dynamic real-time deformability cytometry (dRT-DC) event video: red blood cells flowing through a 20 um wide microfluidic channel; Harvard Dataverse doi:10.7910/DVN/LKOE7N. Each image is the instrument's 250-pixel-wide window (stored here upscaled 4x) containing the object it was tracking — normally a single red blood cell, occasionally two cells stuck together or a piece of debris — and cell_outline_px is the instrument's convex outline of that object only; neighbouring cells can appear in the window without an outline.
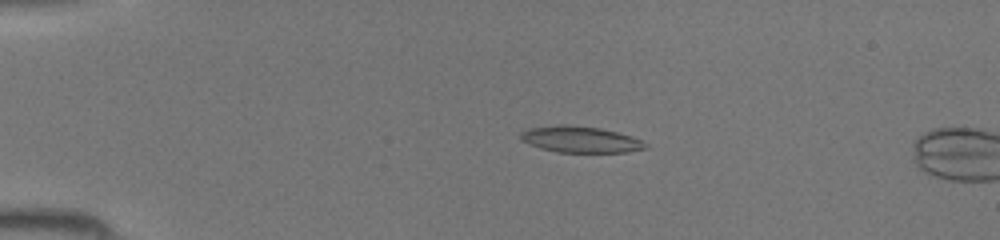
{"species": "common noctule bat (a hibernating species)", "species_latin": "Nyctalus noctula", "temperature_condition": "room temperature", "stored_images_in_passage": 38, "camera_frame_rate_fps": 3000, "um_per_image_px": 0.085, "animal": {"sex": "female", "body_mass_g": 19.5, "forearm_length_mm": 54.1}, "frame": {"image": 1, "passage_image": 9, "time_ms": 2.667, "image_size_px": [1000, 240], "cell_outline_px": [[648, 148], [628, 152], [556, 152], [540, 148], [528, 144], [520, 140], [520, 132], [528, 128], [556, 124], [568, 124], [600, 128], [632, 136], [648, 144]], "centroid_in_image_um": [49.3, 11.84], "position_along_channel_um": 35.7, "area_um2": 19.36}}
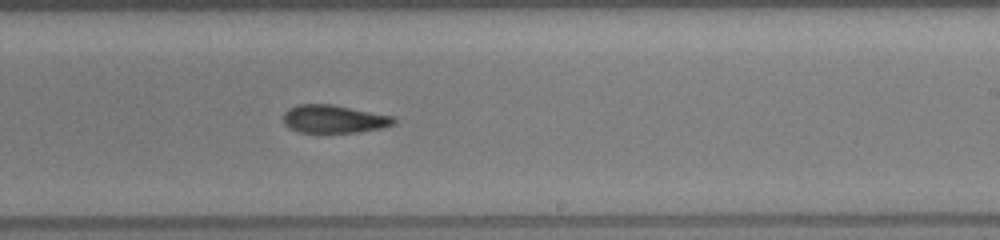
{"frame": {"image": 2, "passage_image": 27, "time_ms": 8.667, "image_size_px": [1000, 240], "cell_outline_px": [[396, 120], [392, 124], [380, 128], [356, 132], [300, 132], [288, 128], [284, 124], [284, 112], [288, 108], [296, 104], [332, 104], [396, 116]], "centroid_in_image_um": [28.36, 10.1], "position_along_channel_um": 260.6, "area_um2": 18.09}}
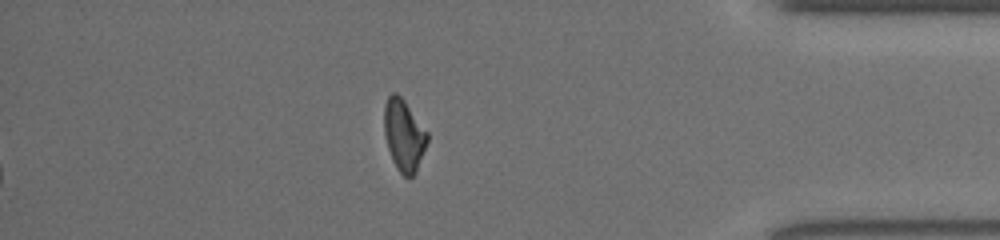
{"frame": {"image": 3, "passage_image": 38, "time_ms": 12.333, "image_size_px": [1000, 240], "cell_outline_px": [[428, 140], [416, 172], [412, 176], [404, 176], [396, 168], [392, 160], [388, 148], [384, 132], [384, 104], [388, 96], [392, 92], [396, 92], [404, 100], [428, 132]], "centroid_in_image_um": [34.32, 11.47], "position_along_channel_um": 400.9, "area_um2": 17.98}}